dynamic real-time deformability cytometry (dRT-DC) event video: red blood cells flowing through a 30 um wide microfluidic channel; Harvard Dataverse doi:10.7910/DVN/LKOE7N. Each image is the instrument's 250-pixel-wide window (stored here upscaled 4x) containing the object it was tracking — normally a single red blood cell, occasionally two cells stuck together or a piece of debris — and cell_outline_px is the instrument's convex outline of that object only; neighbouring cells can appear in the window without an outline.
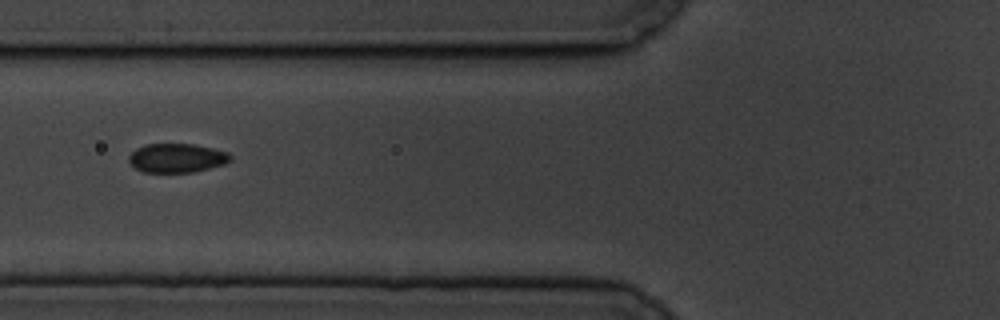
{"species": "common noctule bat (a hibernating species)", "species_latin": "Nyctalus noctula", "temperature_condition": "cold", "stored_images_in_passage": 7, "camera_frame_rate_fps": 3000, "um_per_image_px": 0.085, "animal": {"sex": "male", "body_mass_g": 19.5, "forearm_length_mm": 54.6}, "frame": {"image": 1, "passage_image": 7, "time_ms": 7.0, "image_size_px": [1000, 320], "cell_outline_px": [[232, 160], [224, 164], [192, 172], [144, 172], [136, 168], [128, 160], [128, 156], [136, 148], [144, 144], [192, 144], [212, 148], [228, 152], [232, 156]], "centroid_in_image_um": [15.03, 13.42], "position_along_channel_um": 110.8, "area_um2": 17.11}}